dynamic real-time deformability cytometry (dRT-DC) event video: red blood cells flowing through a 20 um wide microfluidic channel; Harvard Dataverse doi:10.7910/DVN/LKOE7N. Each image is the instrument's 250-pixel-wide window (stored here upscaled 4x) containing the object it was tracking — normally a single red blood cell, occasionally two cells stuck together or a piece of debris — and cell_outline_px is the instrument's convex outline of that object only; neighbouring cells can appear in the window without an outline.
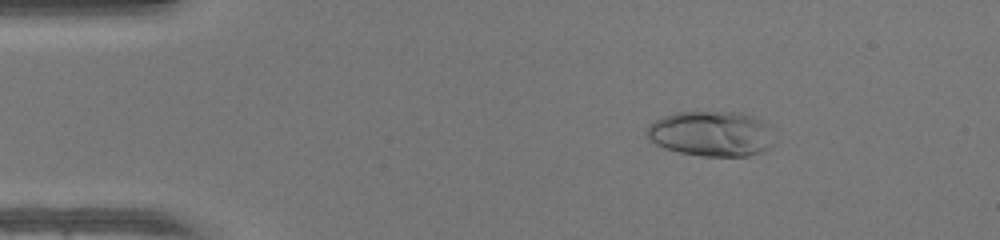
{"species": "human", "species_latin": "Homo sapiens", "temperature_condition": "warm", "stored_images_in_passage": 49, "camera_frame_rate_fps": 3000, "um_per_image_px": 0.085, "donor": {"sex": "female"}, "frame": {"image": 1, "passage_image": 8, "time_ms": 2.333, "image_size_px": [1000, 240], "cell_outline_px": [[768, 148], [760, 152], [744, 156], [700, 156], [680, 152], [664, 148], [648, 140], [644, 132], [648, 124], [664, 116], [676, 112], [740, 112], [764, 120], [768, 124]], "centroid_in_image_um": [60.35, 11.35], "position_along_channel_um": 24.6, "area_um2": 33.35}}
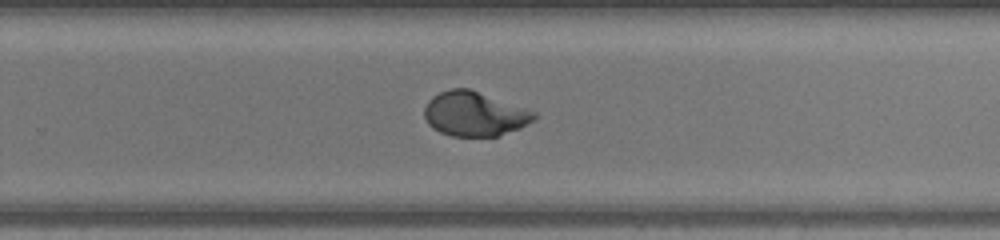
{"frame": {"image": 2, "passage_image": 32, "time_ms": 10.333, "image_size_px": [1000, 240], "cell_outline_px": [[536, 120], [520, 128], [500, 136], [452, 136], [440, 132], [432, 128], [428, 124], [424, 116], [424, 108], [428, 100], [432, 96], [440, 92], [452, 88], [468, 88], [536, 112]], "centroid_in_image_um": [40.32, 9.69], "position_along_channel_um": 289.5, "area_um2": 28.44}}
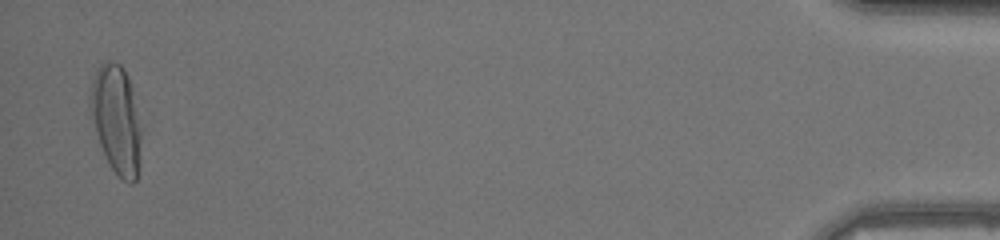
{"frame": {"image": 3, "passage_image": 48, "time_ms": 15.667, "image_size_px": [1000, 240], "cell_outline_px": [[144, 128], [140, 164], [136, 180], [132, 184], [124, 180], [112, 168], [100, 144], [88, 116], [88, 96], [92, 80], [96, 68], [104, 60], [108, 60], [120, 64], [124, 68], [128, 76], [132, 88]], "centroid_in_image_um": [9.9, 10.12], "position_along_channel_um": 425.3, "area_um2": 33.64}, "authors_computed_cell_mechanics": {"area_um2": 28.7266, "velocity_mm_per_s": 4.2699, "shape_relaxation_time_tau1_ms": 4.6063, "shape_relaxation_time_tau2_ms": null, "deformation_change_tau1": 0.2549, "deformation_change_tau2": null}}